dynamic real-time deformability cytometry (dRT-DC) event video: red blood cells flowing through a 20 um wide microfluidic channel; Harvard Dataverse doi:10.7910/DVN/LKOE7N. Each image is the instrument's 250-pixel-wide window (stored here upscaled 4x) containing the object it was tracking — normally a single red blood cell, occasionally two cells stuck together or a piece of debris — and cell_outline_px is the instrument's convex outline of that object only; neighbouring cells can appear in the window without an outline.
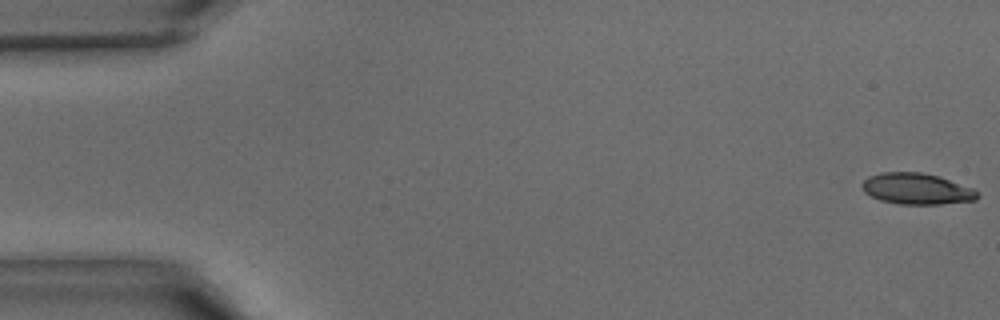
{"species": "common noctule bat (a hibernating species)", "species_latin": "Nyctalus noctula", "temperature_condition": "warm", "stored_images_in_passage": 6, "camera_frame_rate_fps": 3000, "um_per_image_px": 0.085, "animal": {"sex": "male", "body_mass_g": 15.6}, "frame": {"image": 1, "passage_image": 1, "time_ms": 0.0, "image_size_px": [1000, 320], "cell_outline_px": [[980, 196], [976, 200], [940, 204], [896, 204], [880, 200], [864, 192], [860, 184], [868, 176], [880, 172], [924, 172], [940, 176], [972, 188]], "centroid_in_image_um": [77.89, 16.04], "position_along_channel_um": 7.1, "area_um2": 21.1}}